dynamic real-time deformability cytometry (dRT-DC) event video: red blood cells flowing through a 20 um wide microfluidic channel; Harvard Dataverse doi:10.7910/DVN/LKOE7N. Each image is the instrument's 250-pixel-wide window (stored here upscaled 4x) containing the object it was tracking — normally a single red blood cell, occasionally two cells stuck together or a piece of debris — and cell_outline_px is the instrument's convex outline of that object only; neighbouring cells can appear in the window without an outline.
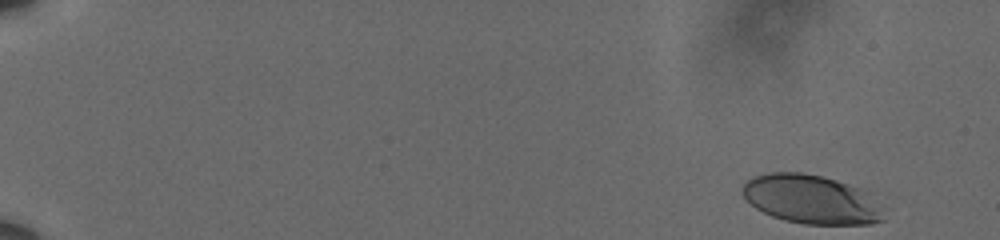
{"species": "human", "species_latin": "Homo sapiens", "temperature_condition": "cold", "stored_images_in_passage": 13, "camera_frame_rate_fps": 3000, "um_per_image_px": 0.085, "donor": {"sex": "male"}, "frame": {"image": 1, "passage_image": 1, "time_ms": 0.0, "image_size_px": [1000, 240], "cell_outline_px": [[888, 208], [884, 220], [872, 224], [804, 224], [784, 220], [772, 216], [756, 208], [740, 192], [740, 188], [752, 176], [768, 172], [804, 172], [836, 180], [864, 188], [872, 192]], "centroid_in_image_um": [69.08, 16.94], "position_along_channel_um": 15.9, "area_um2": 41.44}}
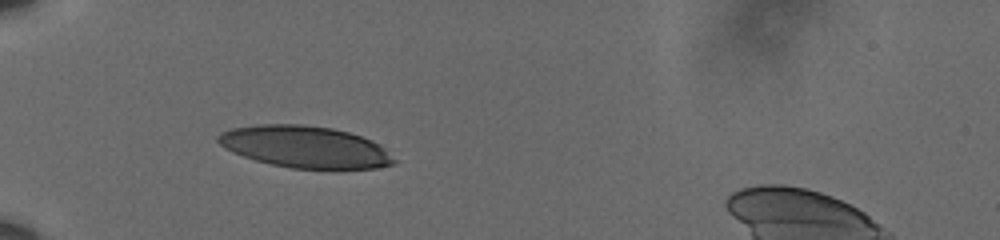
{"frame": {"image": 2, "passage_image": 10, "time_ms": 3.0, "image_size_px": [1000, 240], "cell_outline_px": [[396, 164], [376, 168], [340, 172], [292, 168], [272, 164], [256, 160], [232, 152], [224, 148], [216, 140], [216, 136], [220, 132], [232, 128], [260, 124], [300, 124], [332, 128], [348, 132], [372, 140], [380, 144], [396, 160]], "centroid_in_image_um": [25.99, 12.53], "position_along_channel_um": 59.0, "area_um2": 43.93}}
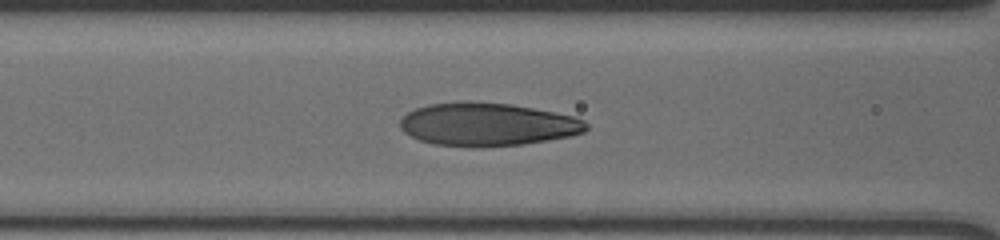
{"frame": {"image": 3, "passage_image": 13, "time_ms": 4.0, "image_size_px": [1000, 240], "cell_outline_px": [[588, 128], [584, 132], [572, 136], [520, 144], [472, 148], [432, 144], [420, 140], [404, 132], [400, 128], [400, 120], [408, 112], [416, 108], [428, 104], [468, 100], [512, 104], [572, 116], [584, 120], [588, 124]], "centroid_in_image_um": [41.4, 10.57], "position_along_channel_um": 125.2, "area_um2": 46.99}}